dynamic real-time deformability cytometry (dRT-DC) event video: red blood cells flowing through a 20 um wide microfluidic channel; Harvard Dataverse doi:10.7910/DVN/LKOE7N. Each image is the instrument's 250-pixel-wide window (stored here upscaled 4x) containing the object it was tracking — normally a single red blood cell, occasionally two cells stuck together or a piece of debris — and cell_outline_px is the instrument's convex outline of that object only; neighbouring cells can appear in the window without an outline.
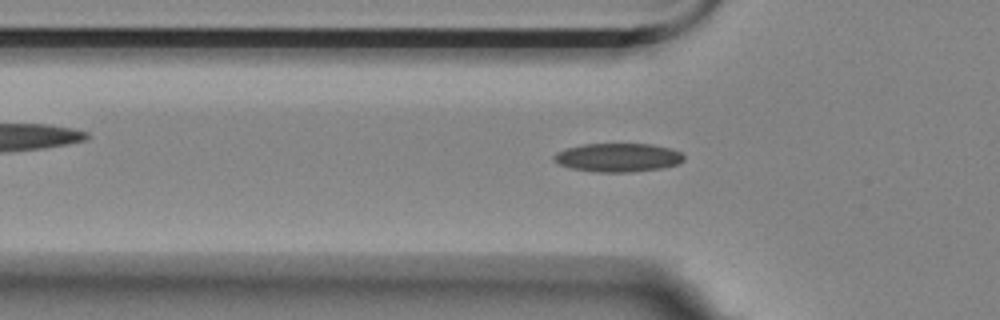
{"species": "Egyptian fruit bat (a non-hibernating species)", "species_latin": "Rousettus aegyptiacus", "temperature_condition": "room temperature", "stored_images_in_passage": 37, "camera_frame_rate_fps": 3000, "um_per_image_px": 0.085, "animal": {"sex": "female"}, "frame": {"image": 1, "passage_image": 2, "time_ms": 0.333, "image_size_px": [1000, 320], "cell_outline_px": [[684, 160], [676, 164], [660, 168], [632, 172], [600, 172], [572, 168], [560, 164], [552, 160], [552, 156], [556, 152], [564, 148], [584, 144], [652, 144], [672, 148], [680, 152], [684, 156]], "centroid_in_image_um": [52.51, 13.38], "position_along_channel_um": 73.3, "area_um2": 21.68}}
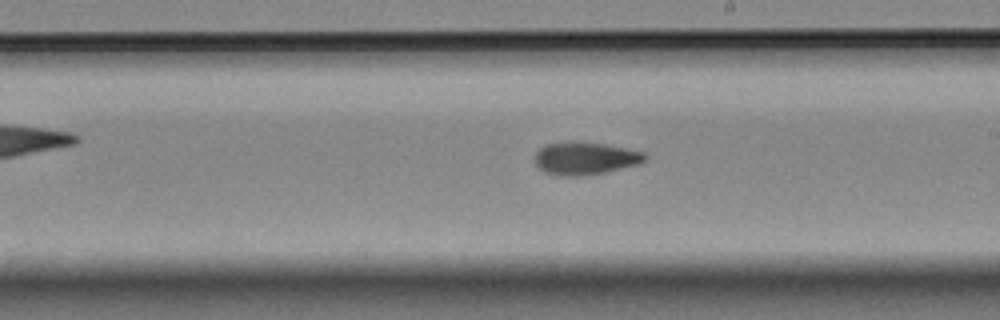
{"frame": {"image": 2, "passage_image": 16, "time_ms": 5.0, "image_size_px": [1000, 320], "cell_outline_px": [[648, 160], [640, 164], [604, 172], [580, 176], [560, 176], [544, 172], [536, 164], [536, 152], [544, 144], [568, 140], [580, 140], [628, 148], [644, 152], [648, 156]], "centroid_in_image_um": [49.76, 13.43], "position_along_channel_um": 239.2, "area_um2": 21.44}}
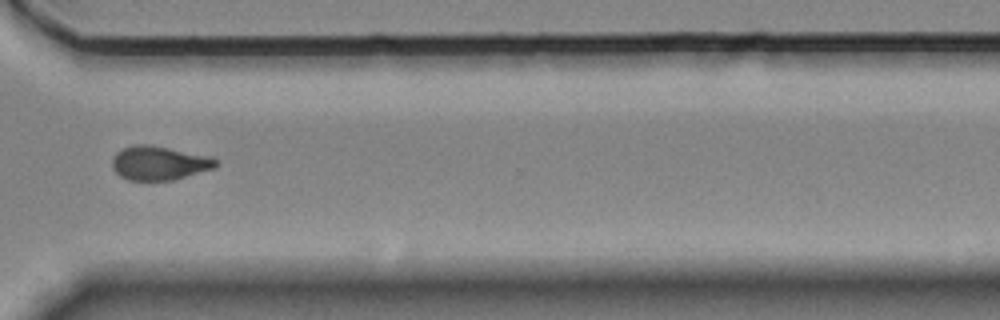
{"frame": {"image": 3, "passage_image": 26, "time_ms": 8.333, "image_size_px": [1000, 320], "cell_outline_px": [[220, 164], [216, 168], [172, 180], [128, 180], [120, 176], [112, 168], [112, 156], [116, 152], [132, 144], [152, 144], [212, 156]], "centroid_in_image_um": [13.55, 13.84], "position_along_channel_um": 357.1, "area_um2": 20.92}}